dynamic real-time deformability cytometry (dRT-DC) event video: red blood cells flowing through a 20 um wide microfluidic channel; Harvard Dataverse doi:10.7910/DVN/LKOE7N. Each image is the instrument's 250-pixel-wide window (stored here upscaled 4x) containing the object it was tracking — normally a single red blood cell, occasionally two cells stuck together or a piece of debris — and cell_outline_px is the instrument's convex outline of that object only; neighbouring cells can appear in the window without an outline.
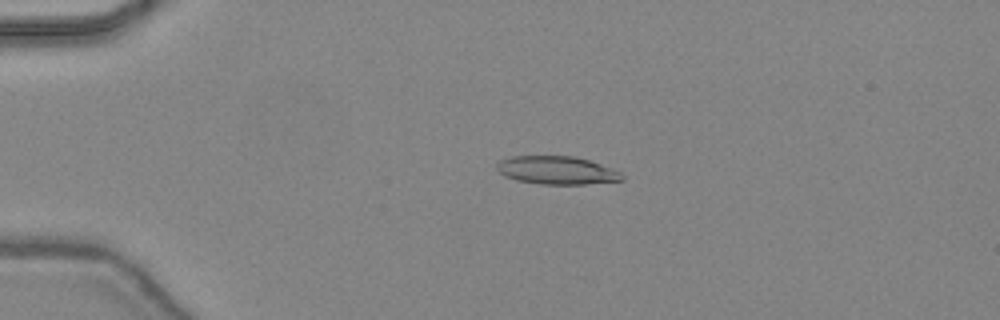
{"species": "common noctule bat (a hibernating species)", "species_latin": "Nyctalus noctula", "temperature_condition": "warm", "stored_images_in_passage": 21, "camera_frame_rate_fps": 3000, "um_per_image_px": 0.085, "animal": {"sex": "female", "body_mass_g": 24.6, "forearm_length_mm": 56.2}, "frame": {"image": 1, "passage_image": 7, "time_ms": 2.0, "image_size_px": [1000, 320], "cell_outline_px": [[624, 180], [584, 184], [540, 184], [516, 180], [504, 176], [496, 168], [496, 164], [500, 160], [512, 156], [576, 156], [600, 164], [620, 172], [624, 176]], "centroid_in_image_um": [47.3, 14.47], "position_along_channel_um": 37.7, "area_um2": 20.46}}
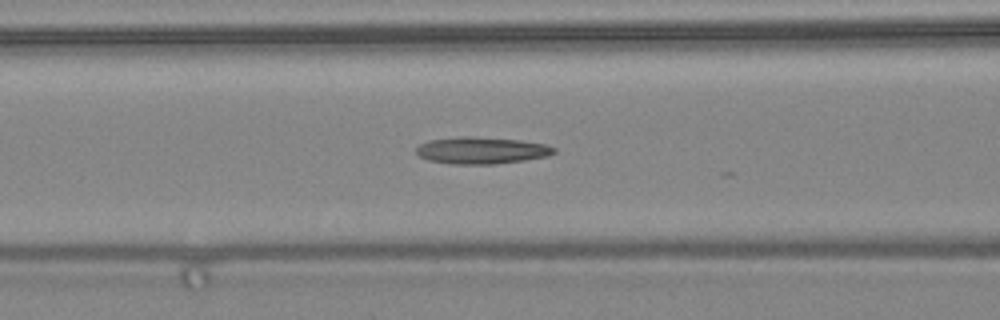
{"frame": {"image": 2, "passage_image": 16, "time_ms": 5.0, "image_size_px": [1000, 320], "cell_outline_px": [[556, 152], [548, 156], [524, 160], [496, 164], [452, 164], [428, 160], [420, 156], [416, 152], [416, 148], [420, 144], [428, 140], [464, 136], [472, 136], [520, 140], [544, 144], [556, 148]], "centroid_in_image_um": [40.93, 12.78], "position_along_channel_um": 125.7, "area_um2": 21.56}}
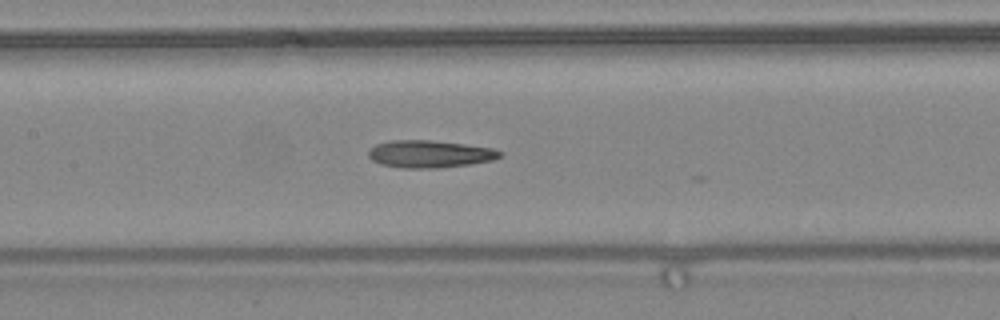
{"frame": {"image": 3, "passage_image": 19, "time_ms": 6.0, "image_size_px": [1000, 320], "cell_outline_px": [[504, 156], [492, 160], [472, 164], [440, 168], [404, 168], [380, 164], [372, 160], [368, 156], [368, 152], [376, 144], [388, 140], [432, 140], [464, 144], [492, 148], [504, 152]], "centroid_in_image_um": [36.56, 13.09], "position_along_channel_um": 170.8, "area_um2": 21.15}}